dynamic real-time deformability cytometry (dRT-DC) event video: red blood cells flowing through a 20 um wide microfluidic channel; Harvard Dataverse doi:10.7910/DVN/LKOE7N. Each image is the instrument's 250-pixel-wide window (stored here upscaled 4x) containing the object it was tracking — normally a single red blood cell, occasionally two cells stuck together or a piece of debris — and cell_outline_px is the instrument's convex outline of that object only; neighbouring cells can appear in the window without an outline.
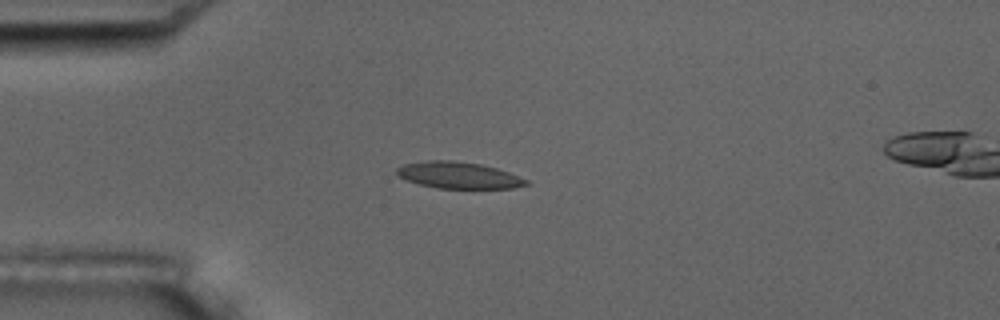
{"species": "common noctule bat (a hibernating species)", "species_latin": "Nyctalus noctula", "temperature_condition": "room temperature", "stored_images_in_passage": 9, "camera_frame_rate_fps": 3000, "um_per_image_px": 0.085, "animal": {"sex": "male", "body_mass_g": 17.5, "forearm_length_mm": 52.3}, "frame": {"image": 1, "passage_image": 4, "time_ms": 3.667, "image_size_px": [1000, 320], "cell_outline_px": [[532, 184], [512, 188], [436, 188], [420, 184], [408, 180], [400, 176], [396, 172], [396, 168], [404, 164], [428, 160], [452, 160], [480, 164], [496, 168], [508, 172], [528, 180]], "centroid_in_image_um": [39.0, 14.89], "position_along_channel_um": 46.0, "area_um2": 19.88}}
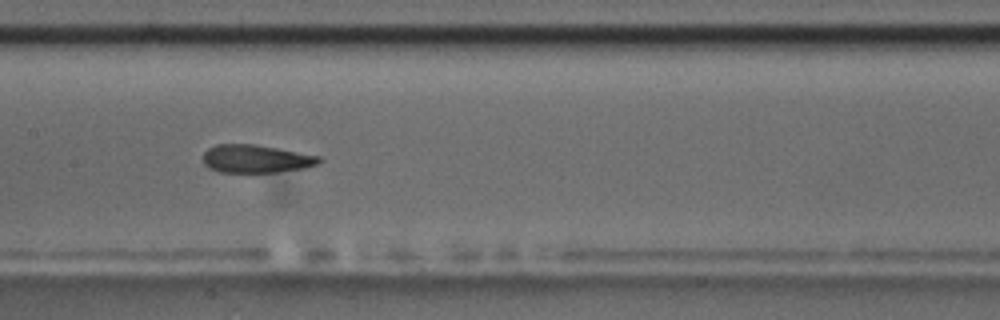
{"frame": {"image": 2, "passage_image": 8, "time_ms": 8.0, "image_size_px": [1000, 320], "cell_outline_px": [[324, 160], [316, 164], [304, 168], [276, 172], [220, 172], [208, 168], [204, 164], [204, 152], [208, 148], [216, 144], [256, 144], [320, 156]], "centroid_in_image_um": [21.75, 13.49], "position_along_channel_um": 185.6, "area_um2": 18.96}}
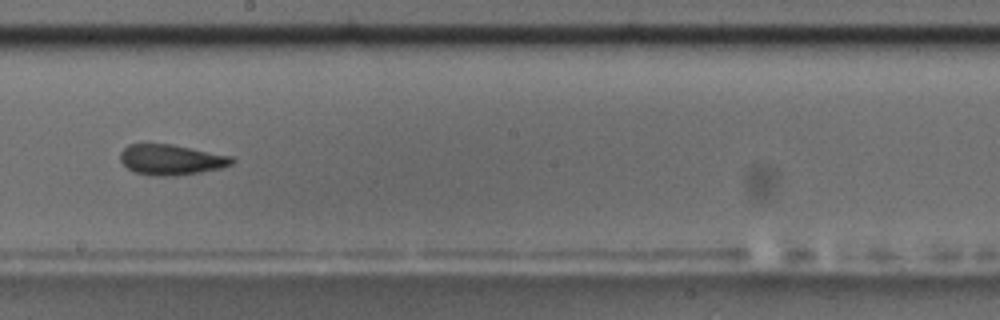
{"frame": {"image": 3, "passage_image": 9, "time_ms": 9.333, "image_size_px": [1000, 320], "cell_outline_px": [[236, 160], [232, 164], [220, 168], [200, 172], [176, 176], [156, 176], [136, 172], [128, 168], [120, 160], [120, 152], [128, 144], [172, 144], [232, 156]], "centroid_in_image_um": [14.56, 13.57], "position_along_channel_um": 233.6, "area_um2": 19.77}}